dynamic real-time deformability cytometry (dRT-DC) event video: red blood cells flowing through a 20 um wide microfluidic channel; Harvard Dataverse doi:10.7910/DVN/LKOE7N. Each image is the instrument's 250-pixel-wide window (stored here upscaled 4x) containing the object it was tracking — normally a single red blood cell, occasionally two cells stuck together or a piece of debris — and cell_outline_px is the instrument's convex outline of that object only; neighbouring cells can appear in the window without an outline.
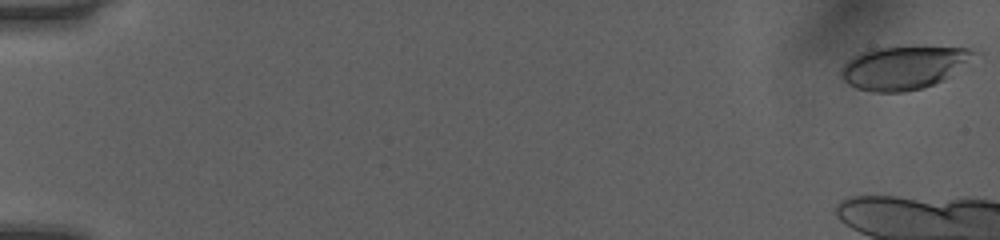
{"species": "human", "species_latin": "Homo sapiens", "temperature_condition": "room temperature", "stored_images_in_passage": 10, "camera_frame_rate_fps": 3000, "um_per_image_px": 0.085, "donor": {"sex": "female"}, "frame": {"image": 1, "passage_image": 1, "time_ms": 0.0, "image_size_px": [1000, 240], "cell_outline_px": [[980, 52], [952, 76], [944, 80], [920, 88], [904, 92], [872, 92], [856, 88], [848, 84], [840, 76], [840, 68], [852, 56], [860, 52], [876, 48], [904, 44], [968, 48]], "centroid_in_image_um": [76.83, 5.7], "position_along_channel_um": 8.2, "area_um2": 34.51}}